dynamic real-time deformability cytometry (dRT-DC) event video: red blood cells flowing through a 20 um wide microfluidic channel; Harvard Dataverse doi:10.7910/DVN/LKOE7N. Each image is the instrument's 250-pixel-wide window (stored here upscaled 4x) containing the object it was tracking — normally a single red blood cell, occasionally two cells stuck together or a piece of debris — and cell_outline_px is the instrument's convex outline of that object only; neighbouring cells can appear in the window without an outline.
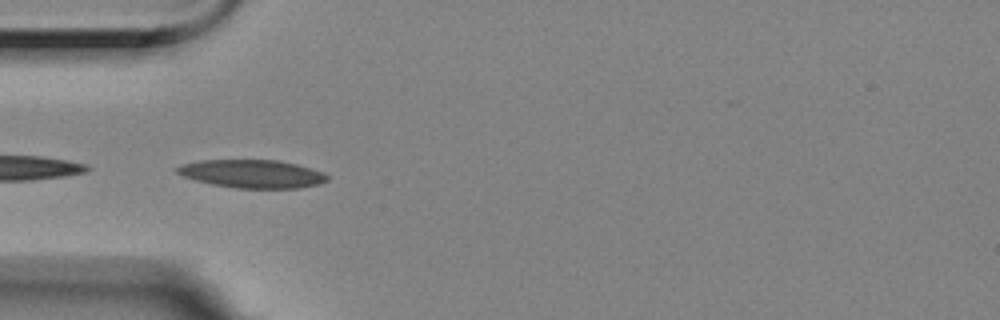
{"species": "Egyptian fruit bat (a non-hibernating species)", "species_latin": "Rousettus aegyptiacus", "temperature_condition": "room temperature", "stored_images_in_passage": 24, "camera_frame_rate_fps": 3000, "um_per_image_px": 0.085, "animal": {"sex": "female"}, "frame": {"image": 1, "passage_image": 1, "time_ms": 0.0, "image_size_px": [1000, 320], "cell_outline_px": [[328, 180], [316, 184], [300, 188], [236, 188], [212, 184], [196, 180], [184, 176], [176, 172], [176, 168], [184, 164], [200, 160], [276, 160], [296, 164], [324, 172], [328, 176]], "centroid_in_image_um": [21.45, 14.77], "position_along_channel_um": 63.6, "area_um2": 24.39}}
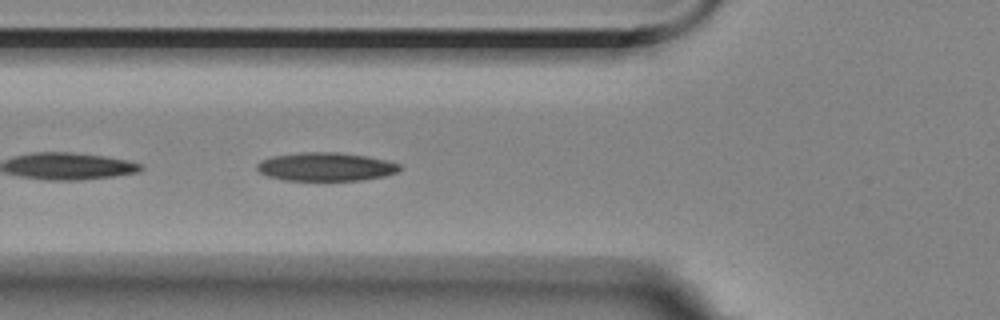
{"frame": {"image": 2, "passage_image": 4, "time_ms": 1.0, "image_size_px": [1000, 320], "cell_outline_px": [[400, 168], [396, 172], [384, 176], [360, 180], [284, 180], [268, 176], [260, 172], [256, 168], [256, 164], [260, 160], [272, 156], [300, 152], [336, 152], [368, 156], [388, 160], [400, 164]], "centroid_in_image_um": [27.67, 14.16], "position_along_channel_um": 98.1, "area_um2": 23.7}}
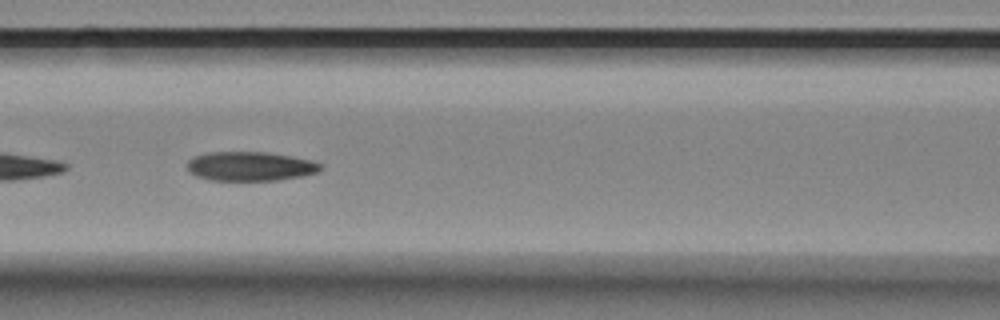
{"frame": {"image": 3, "passage_image": 8, "time_ms": 2.333, "image_size_px": [1000, 320], "cell_outline_px": [[320, 168], [316, 172], [300, 176], [276, 180], [212, 180], [196, 176], [188, 172], [188, 160], [192, 156], [208, 152], [264, 152], [312, 160], [320, 164]], "centroid_in_image_um": [21.19, 14.13], "position_along_channel_um": 145.4, "area_um2": 22.43}}